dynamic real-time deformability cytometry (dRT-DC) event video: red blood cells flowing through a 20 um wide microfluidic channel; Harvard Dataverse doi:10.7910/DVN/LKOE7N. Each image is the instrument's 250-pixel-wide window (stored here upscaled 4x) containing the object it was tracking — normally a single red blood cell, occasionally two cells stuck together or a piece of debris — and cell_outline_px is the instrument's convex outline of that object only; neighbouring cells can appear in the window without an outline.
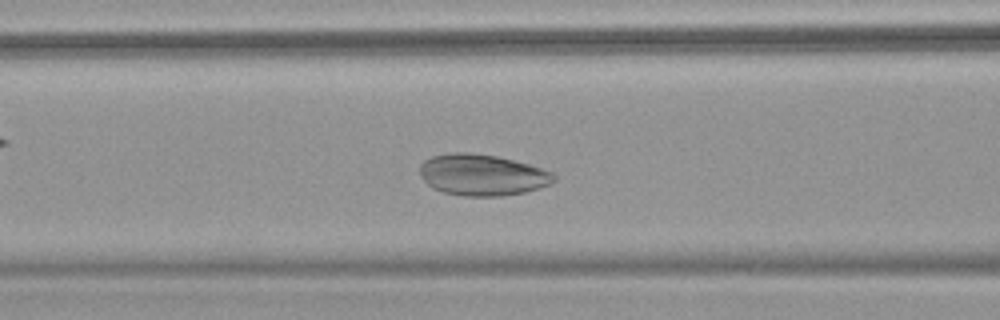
{"species": "common noctule bat (a hibernating species)", "species_latin": "Nyctalus noctula", "temperature_condition": "warm", "stored_images_in_passage": 46, "camera_frame_rate_fps": 3000, "um_per_image_px": 0.085, "animal": {"sex": "female", "body_mass_g": 18.4}, "frame": {"image": 1, "passage_image": 15, "time_ms": 4.667, "image_size_px": [1000, 320], "cell_outline_px": [[556, 180], [548, 184], [524, 192], [500, 196], [464, 196], [444, 192], [432, 188], [424, 180], [420, 172], [420, 164], [424, 160], [432, 156], [452, 152], [468, 152], [496, 156], [528, 164], [552, 172], [556, 176]], "centroid_in_image_um": [40.96, 14.86], "position_along_channel_um": 125.6, "area_um2": 32.02}}
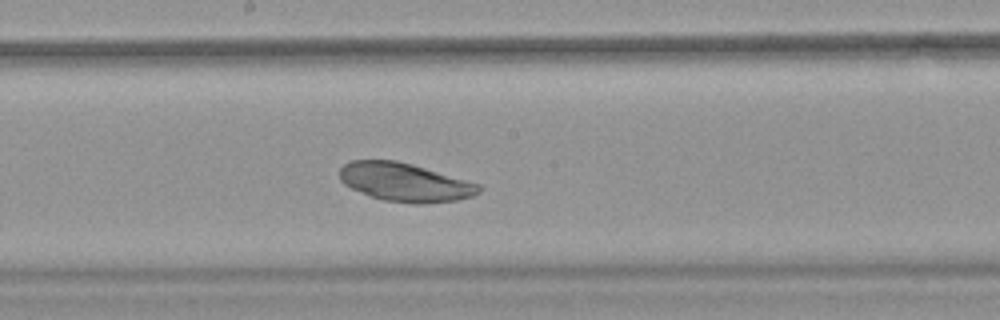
{"frame": {"image": 2, "passage_image": 22, "time_ms": 7.0, "image_size_px": [1000, 320], "cell_outline_px": [[484, 188], [480, 192], [472, 196], [456, 200], [416, 204], [412, 204], [384, 200], [368, 196], [344, 184], [340, 180], [340, 168], [344, 164], [352, 160], [396, 160], [412, 164], [480, 184]], "centroid_in_image_um": [34.41, 15.49], "position_along_channel_um": 213.8, "area_um2": 31.21}}
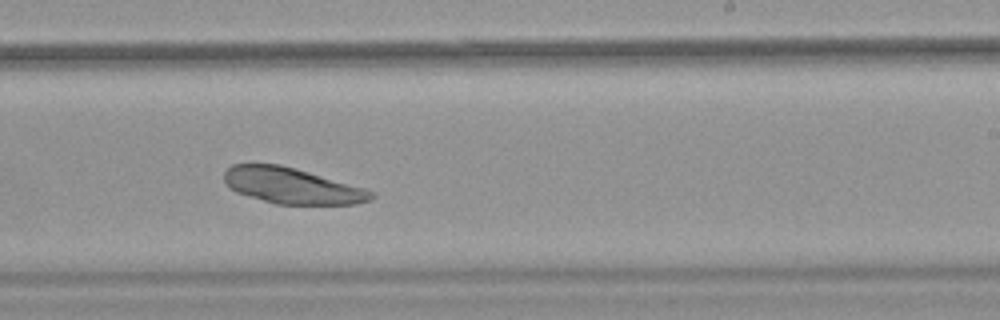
{"frame": {"image": 3, "passage_image": 26, "time_ms": 8.333, "image_size_px": [1000, 320], "cell_outline_px": [[376, 196], [372, 200], [356, 204], [276, 204], [248, 196], [236, 192], [228, 188], [224, 180], [224, 172], [232, 164], [280, 164], [296, 168], [364, 188], [376, 192]], "centroid_in_image_um": [24.82, 15.79], "position_along_channel_um": 264.2, "area_um2": 30.87}}